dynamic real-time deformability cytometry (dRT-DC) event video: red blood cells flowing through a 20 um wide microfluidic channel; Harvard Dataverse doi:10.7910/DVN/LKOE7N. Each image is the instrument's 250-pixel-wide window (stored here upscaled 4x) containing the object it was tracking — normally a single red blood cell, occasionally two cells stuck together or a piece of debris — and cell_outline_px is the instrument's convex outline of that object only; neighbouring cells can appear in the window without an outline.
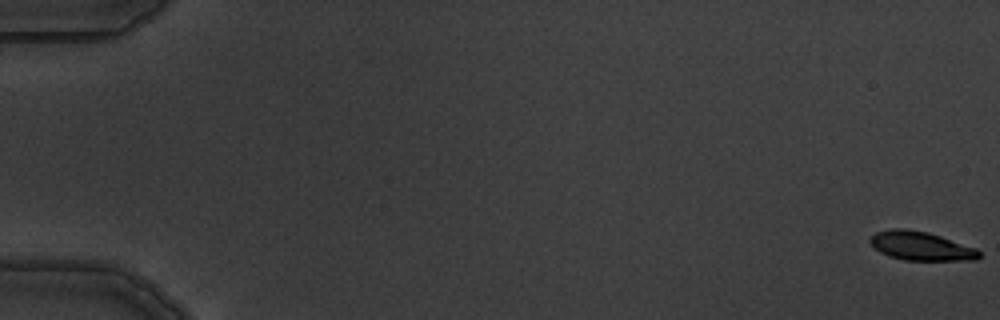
{"species": "common noctule bat (a hibernating species)", "species_latin": "Nyctalus noctula", "temperature_condition": "warm", "stored_images_in_passage": 7, "segment_of_instrument_passage": [2, 2], "camera_frame_rate_fps": 3000, "um_per_image_px": 0.085, "animal": {"sex": "male", "body_mass_g": 19.5, "forearm_length_mm": 54.6}, "frame": {"image": 1, "passage_image": 7, "time_ms": 7.0, "image_size_px": [1000, 320], "cell_outline_px": [[980, 256], [976, 260], [904, 260], [888, 256], [880, 252], [868, 240], [876, 232], [892, 228], [904, 228], [928, 232], [976, 248], [980, 252]], "centroid_in_image_um": [78.27, 20.91], "position_along_channel_um": 6.7, "area_um2": 18.21}}